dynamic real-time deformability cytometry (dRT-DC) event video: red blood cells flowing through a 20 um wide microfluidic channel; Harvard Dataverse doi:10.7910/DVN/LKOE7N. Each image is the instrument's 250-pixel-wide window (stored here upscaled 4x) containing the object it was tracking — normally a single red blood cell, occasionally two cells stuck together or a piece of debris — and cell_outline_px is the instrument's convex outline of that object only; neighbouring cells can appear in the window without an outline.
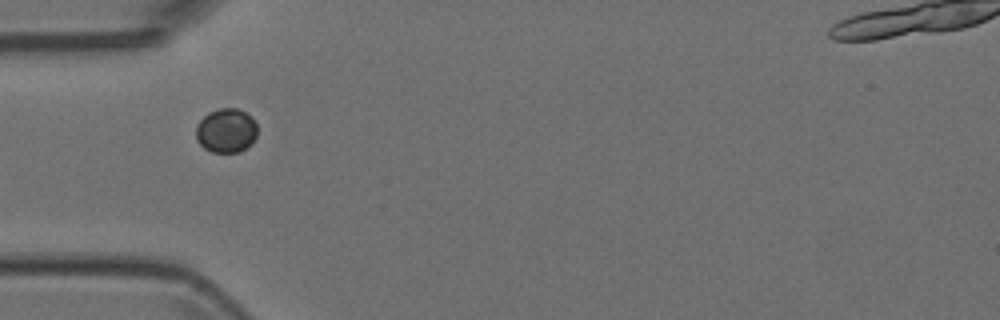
{"species": "Egyptian fruit bat (a non-hibernating species)", "species_latin": "Rousettus aegyptiacus", "temperature_condition": "room temperature", "stored_images_in_passage": 8, "camera_frame_rate_fps": 3000, "um_per_image_px": 0.085, "animal": {"sex": "female"}, "frame": {"image": 1, "passage_image": 5, "time_ms": 1.333, "image_size_px": [1000, 320], "cell_outline_px": [[256, 136], [252, 144], [240, 152], [212, 152], [204, 148], [196, 140], [196, 124], [208, 112], [220, 108], [236, 108], [252, 116], [256, 124]], "centroid_in_image_um": [19.22, 11.1], "position_along_channel_um": 65.8, "area_um2": 15.95}}
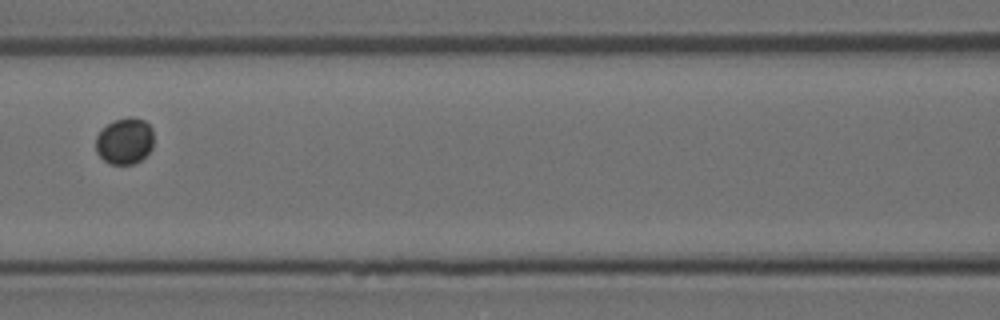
{"frame": {"image": 2, "passage_image": 7, "time_ms": 2.0, "image_size_px": [1000, 320], "cell_outline_px": [[152, 148], [140, 160], [132, 164], [112, 164], [104, 160], [96, 152], [96, 136], [112, 120], [128, 116], [132, 116], [144, 120], [152, 128]], "centroid_in_image_um": [10.59, 11.96], "position_along_channel_um": 156.0, "area_um2": 15.61}}
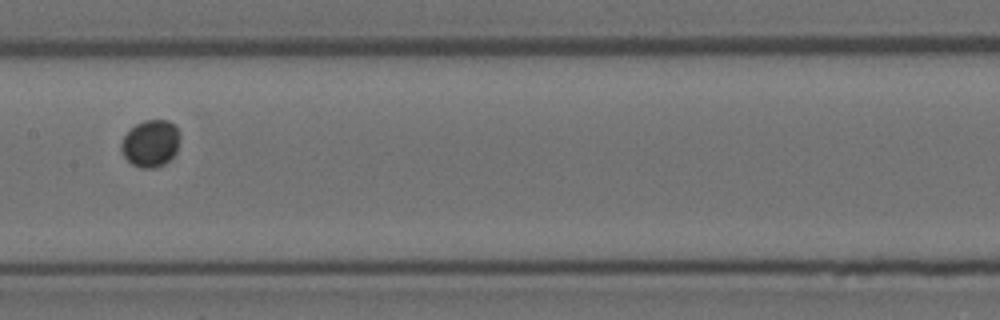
{"frame": {"image": 3, "passage_image": 8, "time_ms": 2.333, "image_size_px": [1000, 320], "cell_outline_px": [[180, 140], [176, 152], [164, 164], [156, 168], [144, 168], [132, 164], [120, 152], [120, 144], [124, 136], [136, 124], [144, 120], [168, 120], [180, 132]], "centroid_in_image_um": [12.8, 12.19], "position_along_channel_um": 194.6, "area_um2": 16.07}}